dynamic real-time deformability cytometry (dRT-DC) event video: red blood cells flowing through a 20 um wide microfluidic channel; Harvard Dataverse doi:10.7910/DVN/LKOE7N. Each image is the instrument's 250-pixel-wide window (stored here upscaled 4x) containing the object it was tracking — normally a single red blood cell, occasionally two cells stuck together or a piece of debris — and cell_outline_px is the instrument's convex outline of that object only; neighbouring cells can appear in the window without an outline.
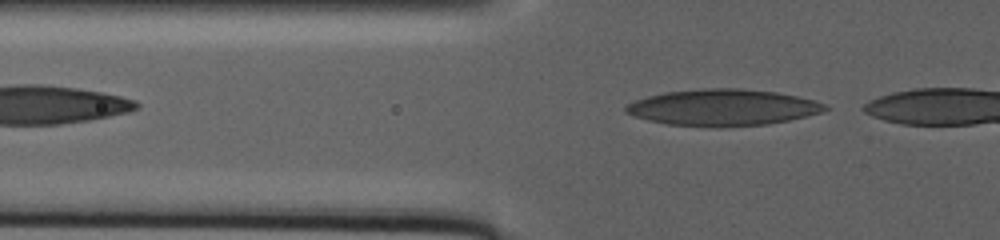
{"species": "human", "species_latin": "Homo sapiens", "temperature_condition": "warm", "stored_images_in_passage": 27, "camera_frame_rate_fps": 3000, "um_per_image_px": 0.085, "donor": {"sex": "male"}, "frame": {"image": 1, "passage_image": 2, "time_ms": 0.333, "image_size_px": [1000, 240], "cell_outline_px": [[832, 108], [820, 112], [788, 120], [768, 124], [668, 124], [636, 116], [624, 112], [624, 108], [628, 104], [636, 100], [648, 96], [664, 92], [700, 88], [740, 88], [776, 92], [796, 96], [812, 100], [824, 104]], "centroid_in_image_um": [61.45, 9.08], "position_along_channel_um": 64.4, "area_um2": 40.75}}
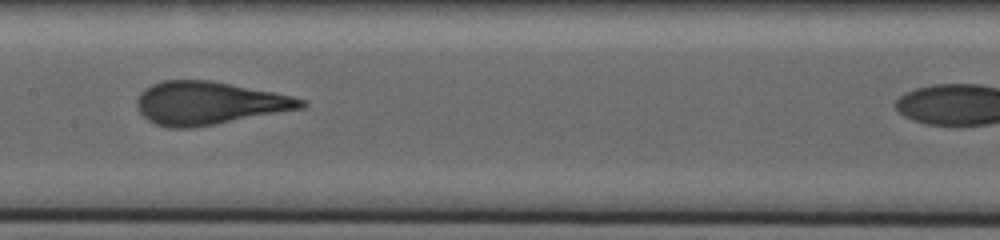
{"frame": {"image": 2, "passage_image": 15, "time_ms": 8.0, "image_size_px": [1000, 240], "cell_outline_px": [[308, 104], [304, 108], [216, 124], [192, 128], [168, 128], [156, 124], [148, 120], [136, 108], [136, 100], [140, 92], [144, 88], [152, 84], [164, 80], [212, 80], [292, 96], [304, 100]], "centroid_in_image_um": [17.73, 8.77], "position_along_channel_um": 189.7, "area_um2": 41.21}}
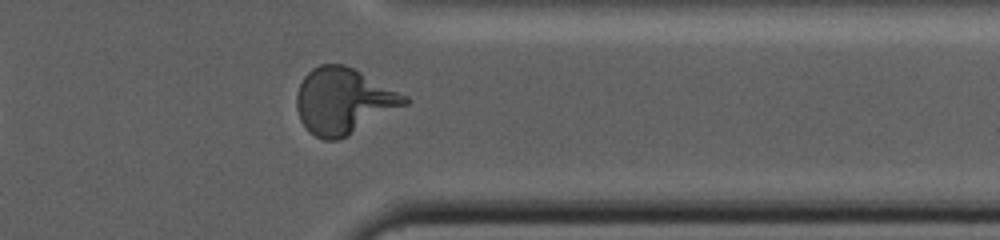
{"frame": {"image": 3, "passage_image": 26, "time_ms": 18.667, "image_size_px": [1000, 240], "cell_outline_px": [[408, 104], [340, 140], [324, 140], [308, 132], [300, 120], [296, 108], [296, 96], [300, 84], [304, 76], [312, 68], [320, 64], [344, 64], [408, 96]], "centroid_in_image_um": [29.17, 8.6], "position_along_channel_um": 382.2, "area_um2": 41.44}}